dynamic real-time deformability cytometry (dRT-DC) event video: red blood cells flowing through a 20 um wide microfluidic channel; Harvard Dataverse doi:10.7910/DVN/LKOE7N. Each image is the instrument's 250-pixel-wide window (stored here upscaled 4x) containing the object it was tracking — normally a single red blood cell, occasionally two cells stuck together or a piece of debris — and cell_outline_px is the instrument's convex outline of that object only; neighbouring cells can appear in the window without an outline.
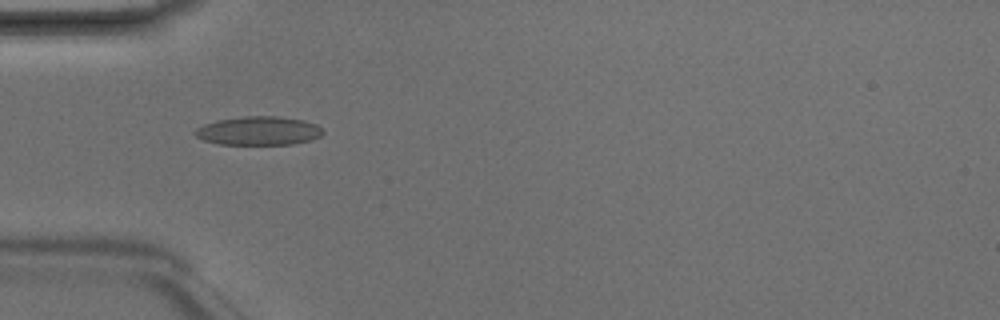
{"species": "Egyptian fruit bat (a non-hibernating species)", "species_latin": "Rousettus aegyptiacus", "temperature_condition": "room temperature", "stored_images_in_passage": 7, "camera_frame_rate_fps": 3000, "um_per_image_px": 0.085, "animal": {"sex": "male"}, "frame": {"image": 1, "passage_image": 5, "time_ms": 1.333, "image_size_px": [1000, 320], "cell_outline_px": [[324, 132], [320, 136], [312, 140], [292, 144], [220, 144], [204, 140], [196, 136], [192, 132], [196, 128], [204, 124], [216, 120], [244, 116], [276, 116], [304, 120], [316, 124]], "centroid_in_image_um": [21.97, 11.11], "position_along_channel_um": 63.0, "area_um2": 21.39}}
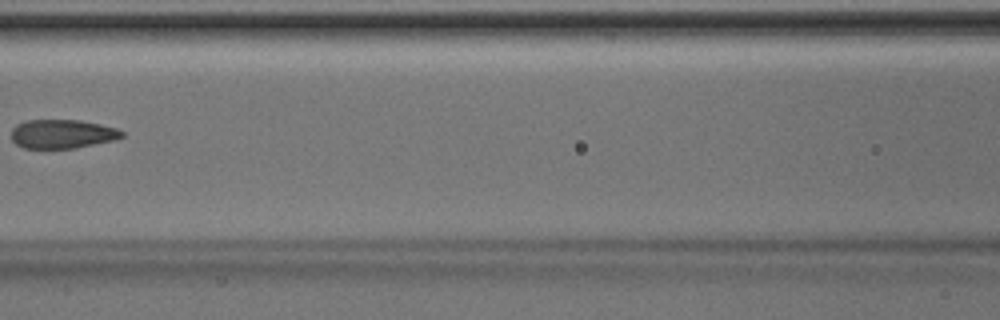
{"frame": {"image": 2, "passage_image": 7, "time_ms": 2.0, "image_size_px": [1000, 320], "cell_outline_px": [[124, 136], [116, 140], [76, 148], [24, 148], [16, 144], [12, 140], [12, 128], [16, 124], [28, 120], [80, 120], [100, 124], [116, 128], [124, 132]], "centroid_in_image_um": [5.31, 11.38], "position_along_channel_um": 161.3, "area_um2": 18.73}}